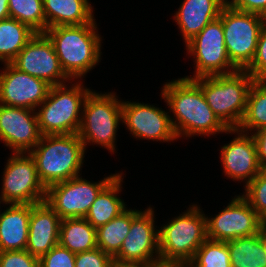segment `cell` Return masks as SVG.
<instances>
[{"label":"cell","instance_id":"cell-41","mask_svg":"<svg viewBox=\"0 0 266 267\" xmlns=\"http://www.w3.org/2000/svg\"><path fill=\"white\" fill-rule=\"evenodd\" d=\"M260 241L264 250V256L266 257V228H260Z\"/></svg>","mask_w":266,"mask_h":267},{"label":"cell","instance_id":"cell-40","mask_svg":"<svg viewBox=\"0 0 266 267\" xmlns=\"http://www.w3.org/2000/svg\"><path fill=\"white\" fill-rule=\"evenodd\" d=\"M111 267H150V264H121L113 261Z\"/></svg>","mask_w":266,"mask_h":267},{"label":"cell","instance_id":"cell-28","mask_svg":"<svg viewBox=\"0 0 266 267\" xmlns=\"http://www.w3.org/2000/svg\"><path fill=\"white\" fill-rule=\"evenodd\" d=\"M264 127H266V84L263 81H254L249 89L244 116L237 129L249 134L248 131L253 129L257 131Z\"/></svg>","mask_w":266,"mask_h":267},{"label":"cell","instance_id":"cell-19","mask_svg":"<svg viewBox=\"0 0 266 267\" xmlns=\"http://www.w3.org/2000/svg\"><path fill=\"white\" fill-rule=\"evenodd\" d=\"M61 218L46 203L32 204L26 251L40 259L59 243Z\"/></svg>","mask_w":266,"mask_h":267},{"label":"cell","instance_id":"cell-11","mask_svg":"<svg viewBox=\"0 0 266 267\" xmlns=\"http://www.w3.org/2000/svg\"><path fill=\"white\" fill-rule=\"evenodd\" d=\"M92 183L76 176L46 189V203L61 219L85 218L98 194L118 175Z\"/></svg>","mask_w":266,"mask_h":267},{"label":"cell","instance_id":"cell-37","mask_svg":"<svg viewBox=\"0 0 266 267\" xmlns=\"http://www.w3.org/2000/svg\"><path fill=\"white\" fill-rule=\"evenodd\" d=\"M253 133L260 167L262 170H266V127Z\"/></svg>","mask_w":266,"mask_h":267},{"label":"cell","instance_id":"cell-36","mask_svg":"<svg viewBox=\"0 0 266 267\" xmlns=\"http://www.w3.org/2000/svg\"><path fill=\"white\" fill-rule=\"evenodd\" d=\"M226 5L243 12L255 13L264 16L266 0H226Z\"/></svg>","mask_w":266,"mask_h":267},{"label":"cell","instance_id":"cell-24","mask_svg":"<svg viewBox=\"0 0 266 267\" xmlns=\"http://www.w3.org/2000/svg\"><path fill=\"white\" fill-rule=\"evenodd\" d=\"M59 244L75 254L94 250L96 229L85 218L62 219Z\"/></svg>","mask_w":266,"mask_h":267},{"label":"cell","instance_id":"cell-39","mask_svg":"<svg viewBox=\"0 0 266 267\" xmlns=\"http://www.w3.org/2000/svg\"><path fill=\"white\" fill-rule=\"evenodd\" d=\"M150 267H180L179 262H165V261H157L150 264Z\"/></svg>","mask_w":266,"mask_h":267},{"label":"cell","instance_id":"cell-29","mask_svg":"<svg viewBox=\"0 0 266 267\" xmlns=\"http://www.w3.org/2000/svg\"><path fill=\"white\" fill-rule=\"evenodd\" d=\"M8 9L10 18L29 26L36 33H45L43 0H8Z\"/></svg>","mask_w":266,"mask_h":267},{"label":"cell","instance_id":"cell-26","mask_svg":"<svg viewBox=\"0 0 266 267\" xmlns=\"http://www.w3.org/2000/svg\"><path fill=\"white\" fill-rule=\"evenodd\" d=\"M35 35L34 30L16 19L0 21V61L11 63Z\"/></svg>","mask_w":266,"mask_h":267},{"label":"cell","instance_id":"cell-12","mask_svg":"<svg viewBox=\"0 0 266 267\" xmlns=\"http://www.w3.org/2000/svg\"><path fill=\"white\" fill-rule=\"evenodd\" d=\"M154 216L149 206L132 220L129 233L113 261L121 264H151L160 260L159 235L154 227Z\"/></svg>","mask_w":266,"mask_h":267},{"label":"cell","instance_id":"cell-35","mask_svg":"<svg viewBox=\"0 0 266 267\" xmlns=\"http://www.w3.org/2000/svg\"><path fill=\"white\" fill-rule=\"evenodd\" d=\"M113 258L100 248L77 253L75 267H111Z\"/></svg>","mask_w":266,"mask_h":267},{"label":"cell","instance_id":"cell-17","mask_svg":"<svg viewBox=\"0 0 266 267\" xmlns=\"http://www.w3.org/2000/svg\"><path fill=\"white\" fill-rule=\"evenodd\" d=\"M41 137L35 110L0 104V140L13 153H29Z\"/></svg>","mask_w":266,"mask_h":267},{"label":"cell","instance_id":"cell-18","mask_svg":"<svg viewBox=\"0 0 266 267\" xmlns=\"http://www.w3.org/2000/svg\"><path fill=\"white\" fill-rule=\"evenodd\" d=\"M229 133H237L229 144L221 149V161L224 174L234 180H246L247 186L253 178L262 170L258 160V154L254 138L238 129H228ZM240 132V133H239ZM248 135V136H247Z\"/></svg>","mask_w":266,"mask_h":267},{"label":"cell","instance_id":"cell-25","mask_svg":"<svg viewBox=\"0 0 266 267\" xmlns=\"http://www.w3.org/2000/svg\"><path fill=\"white\" fill-rule=\"evenodd\" d=\"M139 210L127 208L114 219L96 229L97 248L112 258L119 252L123 240L129 233L132 220L140 213Z\"/></svg>","mask_w":266,"mask_h":267},{"label":"cell","instance_id":"cell-8","mask_svg":"<svg viewBox=\"0 0 266 267\" xmlns=\"http://www.w3.org/2000/svg\"><path fill=\"white\" fill-rule=\"evenodd\" d=\"M219 18L230 61L238 70H245L254 59L260 32L265 24L263 16L225 5Z\"/></svg>","mask_w":266,"mask_h":267},{"label":"cell","instance_id":"cell-31","mask_svg":"<svg viewBox=\"0 0 266 267\" xmlns=\"http://www.w3.org/2000/svg\"><path fill=\"white\" fill-rule=\"evenodd\" d=\"M245 195L251 207L261 216L266 211V170H261L245 187Z\"/></svg>","mask_w":266,"mask_h":267},{"label":"cell","instance_id":"cell-38","mask_svg":"<svg viewBox=\"0 0 266 267\" xmlns=\"http://www.w3.org/2000/svg\"><path fill=\"white\" fill-rule=\"evenodd\" d=\"M10 18L8 0H0V21Z\"/></svg>","mask_w":266,"mask_h":267},{"label":"cell","instance_id":"cell-10","mask_svg":"<svg viewBox=\"0 0 266 267\" xmlns=\"http://www.w3.org/2000/svg\"><path fill=\"white\" fill-rule=\"evenodd\" d=\"M186 47L188 53L196 58V73L193 75L194 78L189 76L185 78L196 79L229 74L238 70L229 59L220 18L208 23L199 34L186 43Z\"/></svg>","mask_w":266,"mask_h":267},{"label":"cell","instance_id":"cell-33","mask_svg":"<svg viewBox=\"0 0 266 267\" xmlns=\"http://www.w3.org/2000/svg\"><path fill=\"white\" fill-rule=\"evenodd\" d=\"M76 254L59 243L39 259V267H75Z\"/></svg>","mask_w":266,"mask_h":267},{"label":"cell","instance_id":"cell-27","mask_svg":"<svg viewBox=\"0 0 266 267\" xmlns=\"http://www.w3.org/2000/svg\"><path fill=\"white\" fill-rule=\"evenodd\" d=\"M231 267H266V257L259 233L227 242Z\"/></svg>","mask_w":266,"mask_h":267},{"label":"cell","instance_id":"cell-15","mask_svg":"<svg viewBox=\"0 0 266 267\" xmlns=\"http://www.w3.org/2000/svg\"><path fill=\"white\" fill-rule=\"evenodd\" d=\"M0 73V104L36 110L51 88L46 81L19 71L5 63Z\"/></svg>","mask_w":266,"mask_h":267},{"label":"cell","instance_id":"cell-21","mask_svg":"<svg viewBox=\"0 0 266 267\" xmlns=\"http://www.w3.org/2000/svg\"><path fill=\"white\" fill-rule=\"evenodd\" d=\"M30 215V204H10L0 213V251L26 249Z\"/></svg>","mask_w":266,"mask_h":267},{"label":"cell","instance_id":"cell-43","mask_svg":"<svg viewBox=\"0 0 266 267\" xmlns=\"http://www.w3.org/2000/svg\"><path fill=\"white\" fill-rule=\"evenodd\" d=\"M180 267H193V266L189 263H180Z\"/></svg>","mask_w":266,"mask_h":267},{"label":"cell","instance_id":"cell-14","mask_svg":"<svg viewBox=\"0 0 266 267\" xmlns=\"http://www.w3.org/2000/svg\"><path fill=\"white\" fill-rule=\"evenodd\" d=\"M208 239L228 242L259 233L260 216L243 196L232 199L218 215L206 217Z\"/></svg>","mask_w":266,"mask_h":267},{"label":"cell","instance_id":"cell-1","mask_svg":"<svg viewBox=\"0 0 266 267\" xmlns=\"http://www.w3.org/2000/svg\"><path fill=\"white\" fill-rule=\"evenodd\" d=\"M161 96L166 100L174 118H170L177 138L185 135H213L228 132V128L207 104L200 86L193 80L181 78L167 82Z\"/></svg>","mask_w":266,"mask_h":267},{"label":"cell","instance_id":"cell-7","mask_svg":"<svg viewBox=\"0 0 266 267\" xmlns=\"http://www.w3.org/2000/svg\"><path fill=\"white\" fill-rule=\"evenodd\" d=\"M114 94L88 93L77 133L85 150L87 143H96L114 153L116 130L122 121V102Z\"/></svg>","mask_w":266,"mask_h":267},{"label":"cell","instance_id":"cell-6","mask_svg":"<svg viewBox=\"0 0 266 267\" xmlns=\"http://www.w3.org/2000/svg\"><path fill=\"white\" fill-rule=\"evenodd\" d=\"M189 208L158 230L160 261L189 263L208 239L205 214L196 205Z\"/></svg>","mask_w":266,"mask_h":267},{"label":"cell","instance_id":"cell-3","mask_svg":"<svg viewBox=\"0 0 266 267\" xmlns=\"http://www.w3.org/2000/svg\"><path fill=\"white\" fill-rule=\"evenodd\" d=\"M85 147L76 134L42 135L29 153L34 158L40 181L49 186L79 176Z\"/></svg>","mask_w":266,"mask_h":267},{"label":"cell","instance_id":"cell-23","mask_svg":"<svg viewBox=\"0 0 266 267\" xmlns=\"http://www.w3.org/2000/svg\"><path fill=\"white\" fill-rule=\"evenodd\" d=\"M122 173L118 174L96 197L85 219L95 228L108 223L126 209V204L117 197L121 191Z\"/></svg>","mask_w":266,"mask_h":267},{"label":"cell","instance_id":"cell-9","mask_svg":"<svg viewBox=\"0 0 266 267\" xmlns=\"http://www.w3.org/2000/svg\"><path fill=\"white\" fill-rule=\"evenodd\" d=\"M3 173L0 196L3 203L32 205L45 201L46 188L39 179L30 153H13Z\"/></svg>","mask_w":266,"mask_h":267},{"label":"cell","instance_id":"cell-30","mask_svg":"<svg viewBox=\"0 0 266 267\" xmlns=\"http://www.w3.org/2000/svg\"><path fill=\"white\" fill-rule=\"evenodd\" d=\"M227 242L207 239L198 248L192 260L193 267H231Z\"/></svg>","mask_w":266,"mask_h":267},{"label":"cell","instance_id":"cell-2","mask_svg":"<svg viewBox=\"0 0 266 267\" xmlns=\"http://www.w3.org/2000/svg\"><path fill=\"white\" fill-rule=\"evenodd\" d=\"M96 28L94 19L89 24L56 26L45 31L54 45L61 68L70 81L82 78L100 62L101 36Z\"/></svg>","mask_w":266,"mask_h":267},{"label":"cell","instance_id":"cell-20","mask_svg":"<svg viewBox=\"0 0 266 267\" xmlns=\"http://www.w3.org/2000/svg\"><path fill=\"white\" fill-rule=\"evenodd\" d=\"M225 5L226 0H184L174 15L184 42L190 41L208 23L219 18Z\"/></svg>","mask_w":266,"mask_h":267},{"label":"cell","instance_id":"cell-34","mask_svg":"<svg viewBox=\"0 0 266 267\" xmlns=\"http://www.w3.org/2000/svg\"><path fill=\"white\" fill-rule=\"evenodd\" d=\"M0 267H39V259L26 250L0 251Z\"/></svg>","mask_w":266,"mask_h":267},{"label":"cell","instance_id":"cell-42","mask_svg":"<svg viewBox=\"0 0 266 267\" xmlns=\"http://www.w3.org/2000/svg\"><path fill=\"white\" fill-rule=\"evenodd\" d=\"M260 226L266 228V211L260 216Z\"/></svg>","mask_w":266,"mask_h":267},{"label":"cell","instance_id":"cell-13","mask_svg":"<svg viewBox=\"0 0 266 267\" xmlns=\"http://www.w3.org/2000/svg\"><path fill=\"white\" fill-rule=\"evenodd\" d=\"M11 64L51 86L64 84L69 79L61 68L52 41L45 33H36Z\"/></svg>","mask_w":266,"mask_h":267},{"label":"cell","instance_id":"cell-32","mask_svg":"<svg viewBox=\"0 0 266 267\" xmlns=\"http://www.w3.org/2000/svg\"><path fill=\"white\" fill-rule=\"evenodd\" d=\"M245 71L255 81L266 79V24L263 25L260 32L254 59Z\"/></svg>","mask_w":266,"mask_h":267},{"label":"cell","instance_id":"cell-5","mask_svg":"<svg viewBox=\"0 0 266 267\" xmlns=\"http://www.w3.org/2000/svg\"><path fill=\"white\" fill-rule=\"evenodd\" d=\"M81 84L74 83L71 88L65 84L51 86L47 98L38 106L42 107L36 112L42 135L78 133L81 108L91 91Z\"/></svg>","mask_w":266,"mask_h":267},{"label":"cell","instance_id":"cell-44","mask_svg":"<svg viewBox=\"0 0 266 267\" xmlns=\"http://www.w3.org/2000/svg\"><path fill=\"white\" fill-rule=\"evenodd\" d=\"M263 20H264V23L266 24V13H265V15L263 16Z\"/></svg>","mask_w":266,"mask_h":267},{"label":"cell","instance_id":"cell-4","mask_svg":"<svg viewBox=\"0 0 266 267\" xmlns=\"http://www.w3.org/2000/svg\"><path fill=\"white\" fill-rule=\"evenodd\" d=\"M207 104L228 129H237L246 110L249 89L255 81L245 70L193 79Z\"/></svg>","mask_w":266,"mask_h":267},{"label":"cell","instance_id":"cell-22","mask_svg":"<svg viewBox=\"0 0 266 267\" xmlns=\"http://www.w3.org/2000/svg\"><path fill=\"white\" fill-rule=\"evenodd\" d=\"M46 30L56 26L89 24L94 20L88 0H43Z\"/></svg>","mask_w":266,"mask_h":267},{"label":"cell","instance_id":"cell-16","mask_svg":"<svg viewBox=\"0 0 266 267\" xmlns=\"http://www.w3.org/2000/svg\"><path fill=\"white\" fill-rule=\"evenodd\" d=\"M169 112L139 102H122V122L136 138L157 141L177 139Z\"/></svg>","mask_w":266,"mask_h":267}]
</instances>
